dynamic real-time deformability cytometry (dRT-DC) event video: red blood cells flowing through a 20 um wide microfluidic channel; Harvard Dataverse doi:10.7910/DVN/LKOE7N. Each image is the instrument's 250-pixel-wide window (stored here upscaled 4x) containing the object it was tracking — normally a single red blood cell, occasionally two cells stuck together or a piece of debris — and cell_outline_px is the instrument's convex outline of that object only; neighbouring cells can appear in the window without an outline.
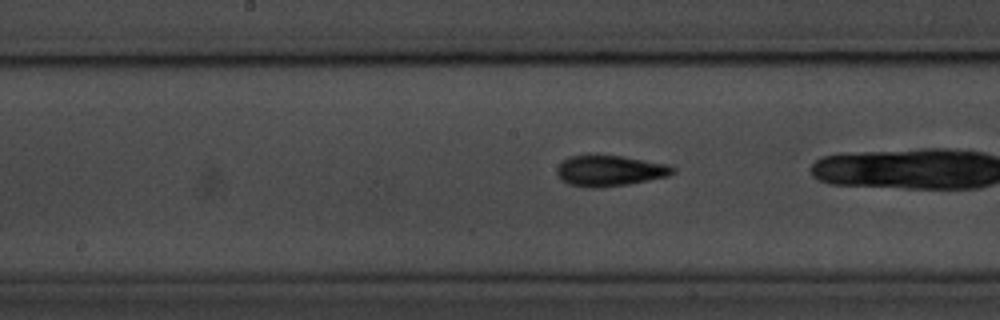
{"species": "common noctule bat (a hibernating species)", "species_latin": "Nyctalus noctula", "temperature_condition": "room temperature", "stored_images_in_passage": 40, "camera_frame_rate_fps": 3000, "um_per_image_px": 0.085, "animal": {"sex": "male", "body_mass_g": 20.1, "forearm_length_mm": 53.5}, "frame": {"image": 1, "passage_image": 25, "time_ms": 8.0, "image_size_px": [1000, 320], "cell_outline_px": [[676, 172], [668, 176], [628, 184], [600, 188], [588, 188], [568, 184], [560, 180], [556, 176], [556, 168], [560, 160], [568, 156], [624, 156], [668, 164], [676, 168]], "centroid_in_image_um": [51.79, 14.52], "position_along_channel_um": 196.4, "area_um2": 21.1}}